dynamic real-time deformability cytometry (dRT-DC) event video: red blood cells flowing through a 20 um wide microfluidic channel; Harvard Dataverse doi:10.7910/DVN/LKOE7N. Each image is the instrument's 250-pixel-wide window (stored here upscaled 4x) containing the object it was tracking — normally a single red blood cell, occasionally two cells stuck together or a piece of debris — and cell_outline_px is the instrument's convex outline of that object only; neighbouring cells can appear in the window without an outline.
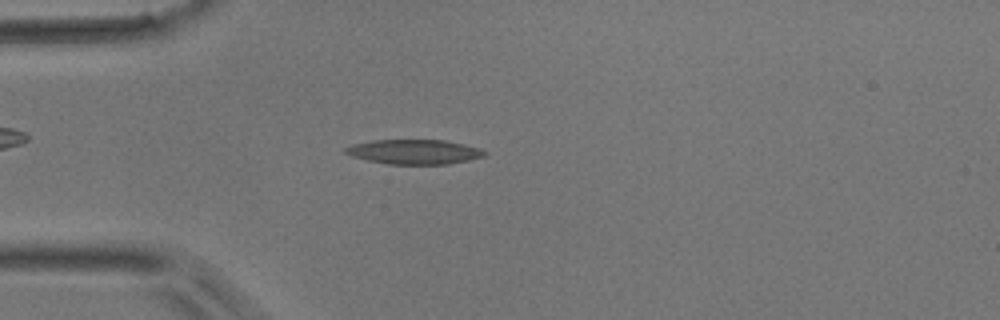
{"species": "common noctule bat (a hibernating species)", "species_latin": "Nyctalus noctula", "temperature_condition": "room temperature", "stored_images_in_passage": 48, "camera_frame_rate_fps": 3000, "um_per_image_px": 0.085, "animal": {"sex": "male", "body_mass_g": 17.9}, "frame": {"image": 1, "passage_image": 12, "time_ms": 3.667, "image_size_px": [1000, 320], "cell_outline_px": [[488, 152], [484, 156], [468, 160], [448, 164], [388, 164], [368, 160], [352, 156], [344, 152], [344, 148], [352, 144], [372, 140], [444, 140], [464, 144], [480, 148]], "centroid_in_image_um": [35.21, 12.9], "position_along_channel_um": 49.8, "area_um2": 19.94}}
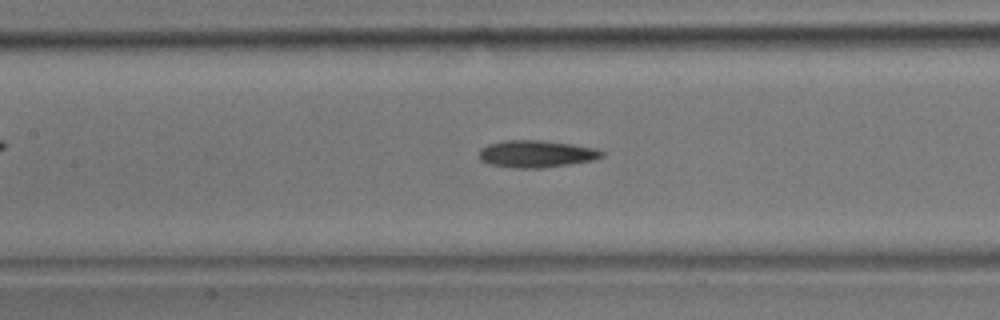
{"frame": {"image": 2, "passage_image": 21, "time_ms": 6.667, "image_size_px": [1000, 320], "cell_outline_px": [[604, 156], [592, 160], [544, 168], [512, 168], [488, 164], [480, 160], [480, 148], [488, 144], [504, 140], [540, 140], [572, 144], [596, 148], [604, 152]], "centroid_in_image_um": [45.56, 13.08], "position_along_channel_um": 161.8, "area_um2": 19.48}}
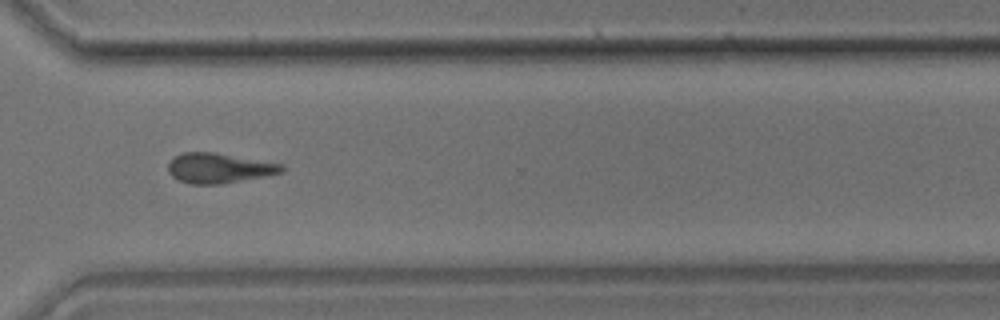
{"frame": {"image": 3, "passage_image": 35, "time_ms": 11.333, "image_size_px": [1000, 320], "cell_outline_px": [[284, 172], [268, 176], [220, 184], [192, 184], [180, 180], [172, 176], [168, 172], [168, 164], [172, 156], [184, 152], [212, 152], [284, 164]], "centroid_in_image_um": [18.62, 14.29], "position_along_channel_um": 352.0, "area_um2": 19.94}}